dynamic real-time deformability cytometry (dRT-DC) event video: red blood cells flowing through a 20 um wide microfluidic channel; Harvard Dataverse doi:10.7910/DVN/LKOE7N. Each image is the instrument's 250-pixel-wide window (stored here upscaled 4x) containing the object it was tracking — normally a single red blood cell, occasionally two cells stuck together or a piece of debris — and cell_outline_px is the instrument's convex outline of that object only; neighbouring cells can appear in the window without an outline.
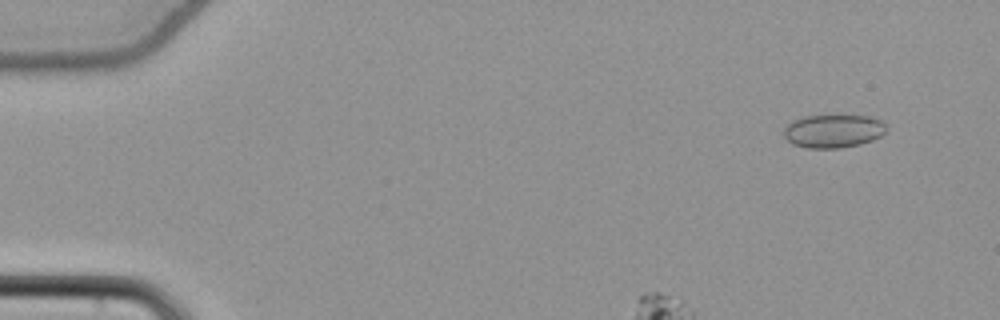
{"species": "common noctule bat (a hibernating species)", "species_latin": "Nyctalus noctula", "temperature_condition": "cold", "stored_images_in_passage": 52, "camera_frame_rate_fps": 3000, "um_per_image_px": 0.085, "animal": {"sex": "female", "body_mass_g": 22.7, "forearm_length_mm": 54.2}, "frame": {"image": 1, "passage_image": 5, "time_ms": 1.333, "image_size_px": [1000, 320], "cell_outline_px": [[888, 128], [880, 136], [872, 140], [860, 144], [840, 148], [808, 148], [792, 144], [784, 136], [784, 124], [792, 120], [804, 116], [872, 116], [884, 120]], "centroid_in_image_um": [70.84, 11.13], "position_along_channel_um": 14.2, "area_um2": 20.11}}
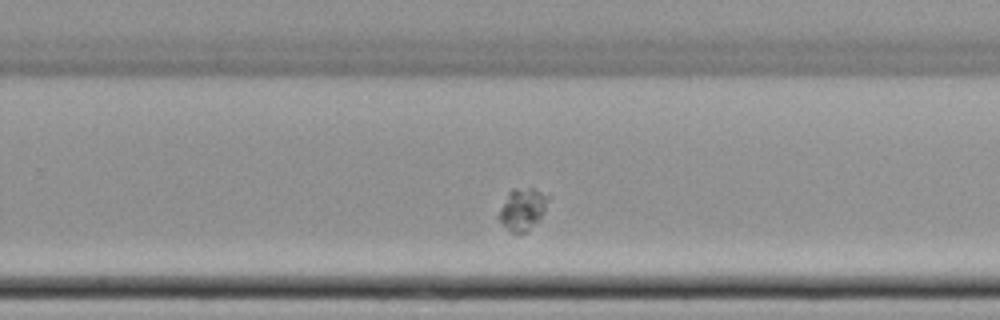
{"frame": {"image": 2, "passage_image": 32, "time_ms": 10.333, "image_size_px": [1000, 320], "cell_outline_px": [[552, 196], [544, 212], [524, 232], [512, 232], [500, 220], [500, 208], [508, 192], [512, 188], [536, 188]], "centroid_in_image_um": [44.46, 17.68], "position_along_channel_um": 285.3, "area_um2": 11.73}}
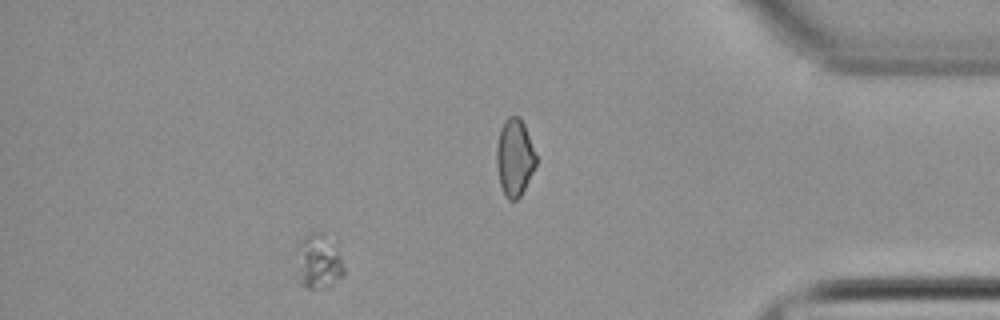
{"frame": {"image": 3, "passage_image": 46, "time_ms": 15.0, "image_size_px": [1000, 320], "cell_outline_px": [[344, 276], [328, 288], [308, 288], [304, 284], [292, 248], [304, 236], [312, 232], [324, 232], [340, 256], [344, 268]], "centroid_in_image_um": [27.05, 22.19], "position_along_channel_um": 408.2, "area_um2": 15.14}}